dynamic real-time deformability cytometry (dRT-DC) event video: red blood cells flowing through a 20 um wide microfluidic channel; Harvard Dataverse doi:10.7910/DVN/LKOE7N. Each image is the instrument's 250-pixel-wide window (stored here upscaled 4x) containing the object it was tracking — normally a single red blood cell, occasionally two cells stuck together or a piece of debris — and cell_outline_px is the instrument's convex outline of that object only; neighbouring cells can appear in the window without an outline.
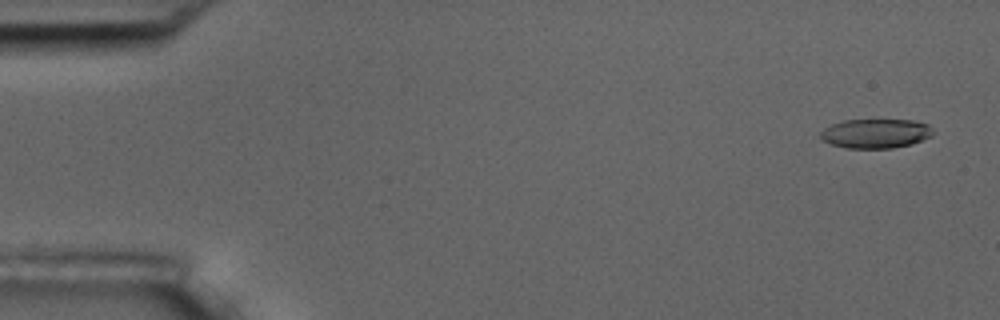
{"species": "common noctule bat (a hibernating species)", "species_latin": "Nyctalus noctula", "temperature_condition": "room temperature", "stored_images_in_passage": 5, "camera_frame_rate_fps": 3000, "um_per_image_px": 0.085, "animal": {"sex": "male", "body_mass_g": 17.5, "forearm_length_mm": 52.3}, "frame": {"image": 1, "passage_image": 1, "time_ms": 0.0, "image_size_px": [1000, 320], "cell_outline_px": [[936, 132], [932, 136], [912, 144], [892, 148], [848, 148], [832, 144], [824, 140], [820, 136], [820, 132], [824, 128], [832, 124], [844, 120], [912, 120], [928, 124]], "centroid_in_image_um": [74.48, 11.34], "position_along_channel_um": 10.5, "area_um2": 19.25}}
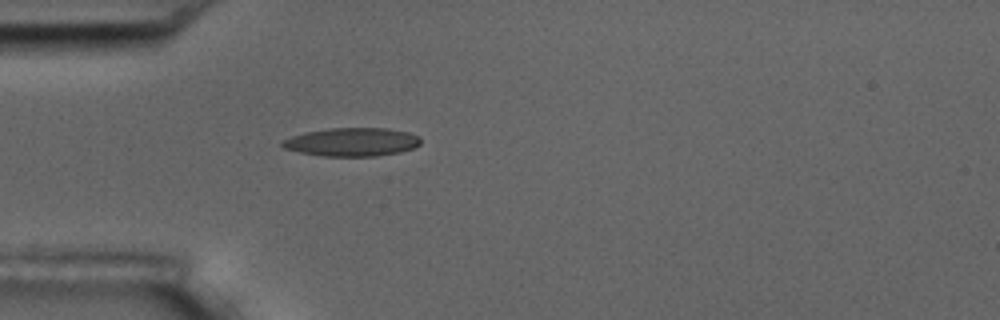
{"frame": {"image": 2, "passage_image": 5, "time_ms": 4.667, "image_size_px": [1000, 320], "cell_outline_px": [[420, 144], [412, 148], [400, 152], [376, 156], [324, 156], [300, 152], [284, 148], [280, 144], [280, 140], [304, 132], [328, 128], [388, 128], [408, 132], [420, 136]], "centroid_in_image_um": [29.9, 12.06], "position_along_channel_um": 55.1, "area_um2": 23.0}}